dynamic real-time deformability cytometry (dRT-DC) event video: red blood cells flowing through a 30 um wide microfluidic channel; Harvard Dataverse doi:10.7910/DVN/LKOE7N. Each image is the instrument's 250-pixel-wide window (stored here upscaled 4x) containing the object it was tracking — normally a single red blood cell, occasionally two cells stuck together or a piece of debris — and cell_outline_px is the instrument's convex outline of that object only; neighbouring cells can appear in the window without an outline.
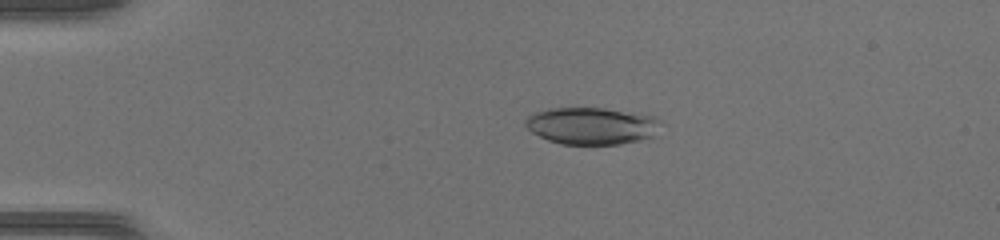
{"species": "common noctule bat (a hibernating species)", "species_latin": "Nyctalus noctula", "temperature_condition": "warm", "stored_images_in_passage": 47, "camera_frame_rate_fps": 3000, "um_per_image_px": 0.085, "animal": {"sex": "female", "body_mass_g": 17.0, "forearm_length_mm": 48.0}, "frame": {"image": 1, "passage_image": 11, "time_ms": 3.333, "image_size_px": [1000, 240], "cell_outline_px": [[656, 120], [652, 136], [620, 144], [560, 144], [548, 140], [532, 132], [524, 124], [524, 120], [528, 116], [536, 112], [548, 108], [604, 108], [640, 112], [652, 116]], "centroid_in_image_um": [50.19, 10.68], "position_along_channel_um": 34.8, "area_um2": 28.78}}
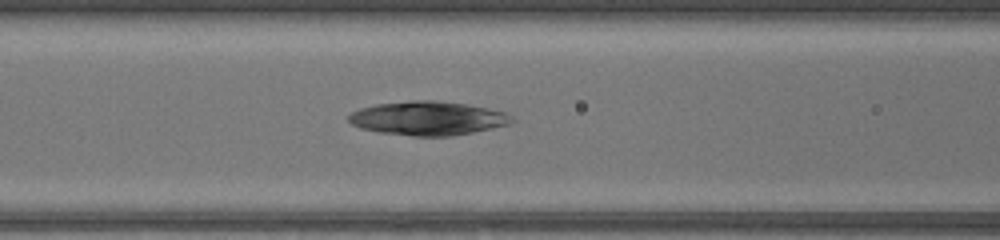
{"frame": {"image": 2, "passage_image": 21, "time_ms": 6.667, "image_size_px": [1000, 240], "cell_outline_px": [[516, 120], [508, 124], [472, 132], [452, 136], [412, 136], [380, 132], [360, 128], [352, 124], [348, 120], [348, 116], [352, 112], [360, 108], [376, 104], [412, 100], [432, 100], [468, 104], [504, 112]], "centroid_in_image_um": [36.33, 10.05], "position_along_channel_um": 130.3, "area_um2": 32.02}}
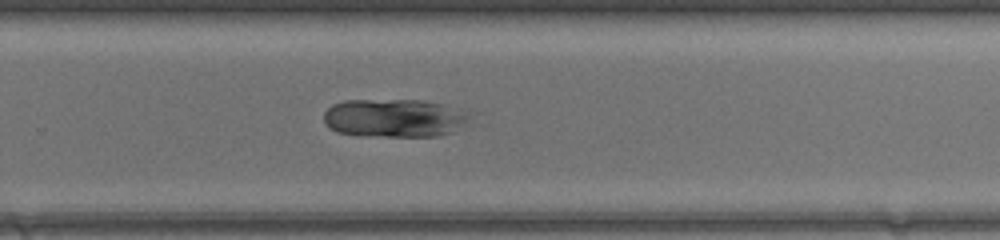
{"frame": {"image": 3, "passage_image": 32, "time_ms": 10.333, "image_size_px": [1000, 240], "cell_outline_px": [[468, 116], [456, 132], [440, 136], [384, 136], [336, 132], [324, 120], [324, 112], [332, 104], [344, 100], [420, 100], [444, 104], [468, 112]], "centroid_in_image_um": [33.52, 10.02], "position_along_channel_um": 296.3, "area_um2": 32.25}}